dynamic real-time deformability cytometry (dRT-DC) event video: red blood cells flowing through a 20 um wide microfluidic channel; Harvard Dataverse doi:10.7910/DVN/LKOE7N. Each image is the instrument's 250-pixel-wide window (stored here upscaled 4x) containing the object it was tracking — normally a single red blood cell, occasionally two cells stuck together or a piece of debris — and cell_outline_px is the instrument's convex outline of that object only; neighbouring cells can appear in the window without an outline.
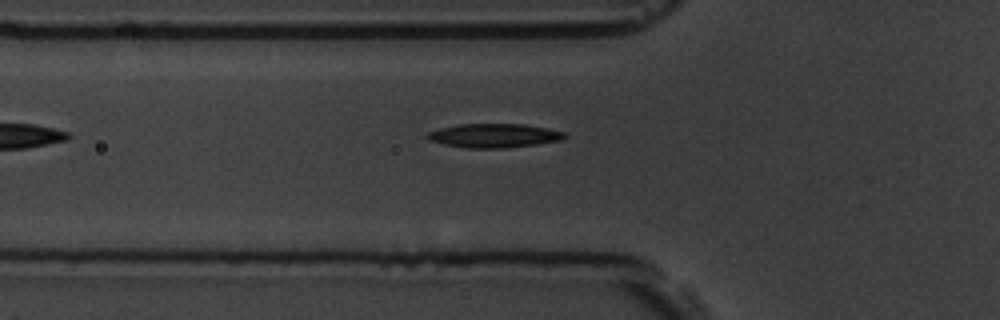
{"species": "common noctule bat (a hibernating species)", "species_latin": "Nyctalus noctula", "temperature_condition": "room temperature", "stored_images_in_passage": 6, "camera_frame_rate_fps": 3000, "um_per_image_px": 0.085, "animal": {"sex": "male", "body_mass_g": 19.5, "forearm_length_mm": 54.6}, "frame": {"image": 1, "passage_image": 6, "time_ms": 6.0, "image_size_px": [1000, 320], "cell_outline_px": [[568, 136], [560, 140], [536, 144], [504, 148], [468, 148], [444, 144], [428, 140], [424, 136], [428, 132], [440, 128], [460, 124], [524, 124], [548, 128], [564, 132]], "centroid_in_image_um": [41.98, 11.52], "position_along_channel_um": 83.8, "area_um2": 19.13}}